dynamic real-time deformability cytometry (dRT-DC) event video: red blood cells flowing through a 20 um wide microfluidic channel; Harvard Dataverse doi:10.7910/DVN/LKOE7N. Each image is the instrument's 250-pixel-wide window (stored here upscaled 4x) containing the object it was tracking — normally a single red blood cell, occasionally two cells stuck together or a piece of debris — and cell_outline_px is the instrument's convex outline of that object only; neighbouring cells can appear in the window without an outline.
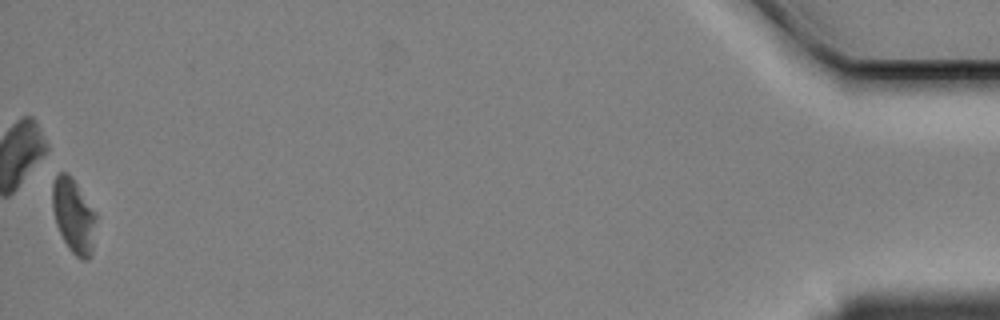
{"species": "Egyptian fruit bat (a non-hibernating species)", "species_latin": "Rousettus aegyptiacus", "temperature_condition": "cold", "stored_images_in_passage": 57, "camera_frame_rate_fps": 3000, "um_per_image_px": 0.085, "animal": {"sex": "female"}, "frame": {"image": 1, "passage_image": 57, "time_ms": 18.667, "image_size_px": [1000, 320], "cell_outline_px": [[96, 220], [92, 252], [88, 260], [84, 260], [76, 256], [68, 248], [56, 224], [52, 208], [52, 184], [56, 176], [60, 172], [68, 172], [96, 212]], "centroid_in_image_um": [6.25, 18.34], "position_along_channel_um": 428.9, "area_um2": 18.9}, "authors_computed_cell_mechanics": {"area_um2": 20.8658, "velocity_mm_per_s": 3.3904, "shape_relaxation_time_tau1_ms": 7.8815, "shape_relaxation_time_tau2_ms": null, "deformation_change_tau1": 0.1533, "deformation_change_tau2": null}}